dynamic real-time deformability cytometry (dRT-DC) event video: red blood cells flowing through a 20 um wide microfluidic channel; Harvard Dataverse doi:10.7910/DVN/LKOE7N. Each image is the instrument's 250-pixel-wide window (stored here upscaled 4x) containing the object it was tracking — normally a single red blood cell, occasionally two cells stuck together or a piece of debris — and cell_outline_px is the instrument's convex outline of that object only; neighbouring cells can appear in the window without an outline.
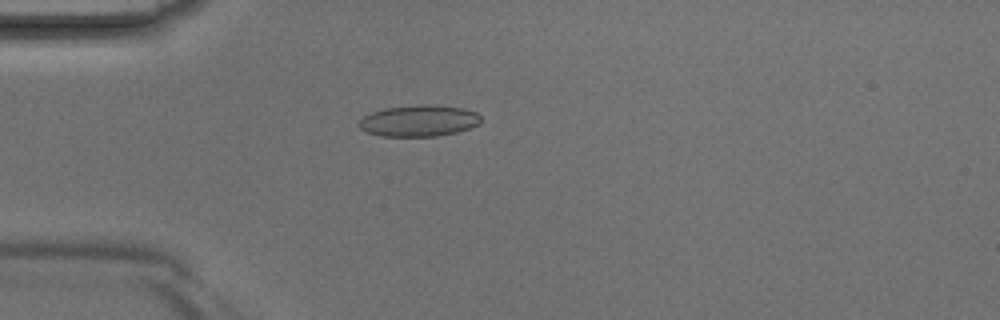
{"species": "Egyptian fruit bat (a non-hibernating species)", "species_latin": "Rousettus aegyptiacus", "temperature_condition": "room temperature", "stored_images_in_passage": 3, "camera_frame_rate_fps": 3000, "um_per_image_px": 0.085, "animal": {"sex": "male"}, "frame": {"image": 1, "passage_image": 3, "time_ms": 0.667, "image_size_px": [1000, 320], "cell_outline_px": [[480, 124], [456, 132], [436, 136], [380, 136], [368, 132], [360, 128], [356, 124], [364, 116], [372, 112], [384, 108], [420, 104], [428, 104], [464, 108], [476, 112], [480, 116]], "centroid_in_image_um": [35.59, 10.26], "position_along_channel_um": 49.4, "area_um2": 22.31}}